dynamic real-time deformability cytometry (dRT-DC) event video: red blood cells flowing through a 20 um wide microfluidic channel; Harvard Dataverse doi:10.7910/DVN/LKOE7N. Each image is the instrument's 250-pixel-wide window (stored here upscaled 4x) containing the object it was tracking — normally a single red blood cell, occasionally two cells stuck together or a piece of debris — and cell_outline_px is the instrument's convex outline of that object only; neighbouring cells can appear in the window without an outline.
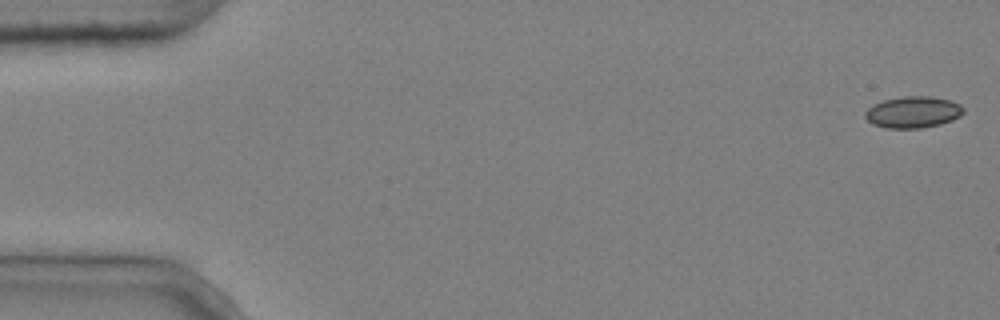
{"species": "common noctule bat (a hibernating species)", "species_latin": "Nyctalus noctula", "temperature_condition": "cold", "stored_images_in_passage": 5, "segment_of_instrument_passage": [1, 2], "camera_frame_rate_fps": 3000, "um_per_image_px": 0.085, "animal": {"sex": "male", "body_mass_g": 20.4}, "frame": {"image": 1, "passage_image": 1, "time_ms": 0.0, "image_size_px": [1000, 320], "cell_outline_px": [[964, 112], [960, 116], [952, 120], [940, 124], [920, 128], [884, 128], [872, 124], [864, 116], [864, 112], [872, 104], [884, 100], [904, 96], [928, 96], [952, 100], [960, 104], [964, 108]], "centroid_in_image_um": [77.6, 9.53], "position_along_channel_um": 7.4, "area_um2": 18.21}}
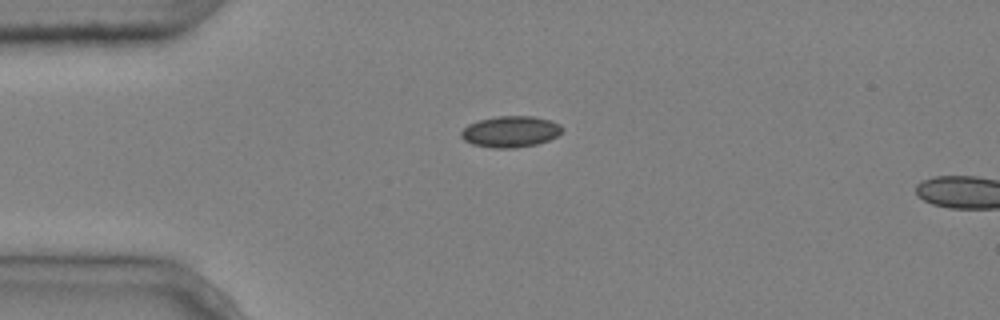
{"frame": {"image": 2, "passage_image": 4, "time_ms": 1.0, "image_size_px": [1000, 320], "cell_outline_px": [[564, 128], [556, 136], [548, 140], [536, 144], [512, 148], [492, 148], [472, 144], [464, 140], [460, 136], [460, 132], [468, 124], [480, 120], [496, 116], [532, 116], [548, 120], [560, 124]], "centroid_in_image_um": [43.36, 11.19], "position_along_channel_um": 41.6, "area_um2": 18.26}}